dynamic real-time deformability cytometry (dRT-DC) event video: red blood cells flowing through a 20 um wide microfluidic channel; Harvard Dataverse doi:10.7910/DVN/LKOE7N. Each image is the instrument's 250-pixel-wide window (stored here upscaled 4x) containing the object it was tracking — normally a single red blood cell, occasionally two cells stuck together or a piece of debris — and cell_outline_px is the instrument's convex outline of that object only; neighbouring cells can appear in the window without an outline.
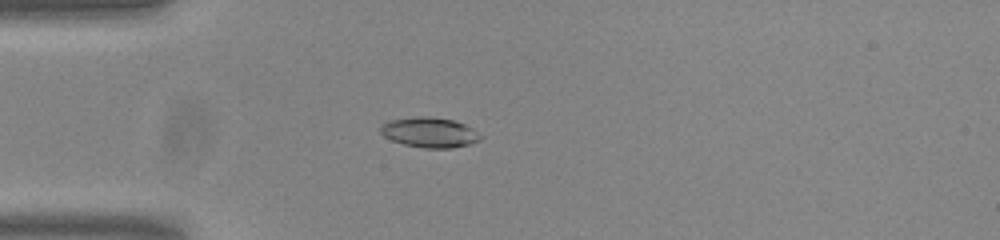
{"species": "common noctule bat (a hibernating species)", "species_latin": "Nyctalus noctula", "temperature_condition": "room temperature", "stored_images_in_passage": 40, "camera_frame_rate_fps": 3000, "um_per_image_px": 0.085, "animal": {"sex": "male", "body_mass_g": 20.0, "forearm_length_mm": 53.3}, "frame": {"image": 1, "passage_image": 1, "time_ms": 0.0, "image_size_px": [1000, 240], "cell_outline_px": [[484, 136], [480, 140], [468, 144], [452, 148], [424, 148], [404, 144], [392, 140], [384, 136], [380, 132], [380, 128], [384, 124], [392, 120], [416, 116], [428, 116], [452, 120], [464, 124], [472, 128]], "centroid_in_image_um": [36.54, 11.26], "position_along_channel_um": 48.5, "area_um2": 17.4}}
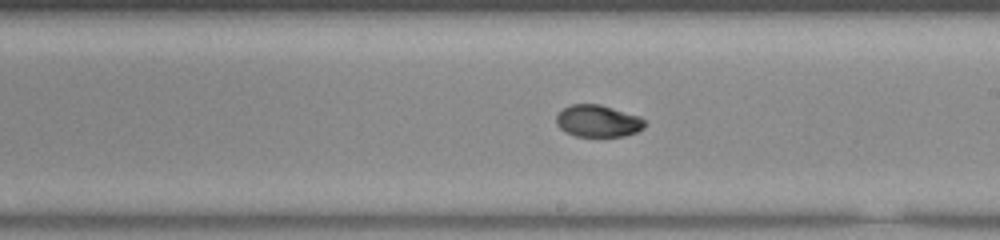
{"frame": {"image": 2, "passage_image": 17, "time_ms": 5.333, "image_size_px": [1000, 240], "cell_outline_px": [[644, 128], [636, 132], [624, 136], [576, 136], [564, 132], [556, 124], [556, 116], [564, 108], [572, 104], [600, 104], [640, 116], [644, 120]], "centroid_in_image_um": [50.82, 10.29], "position_along_channel_um": 238.2, "area_um2": 16.47}}
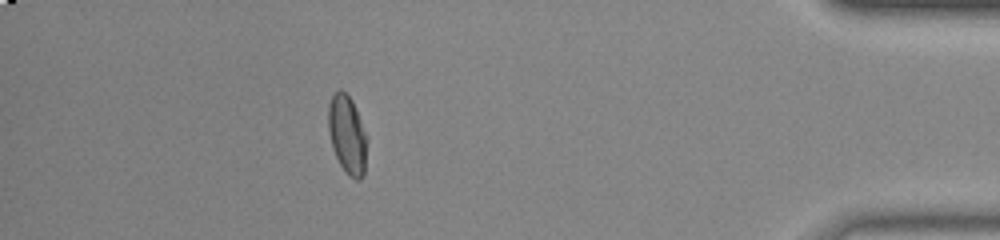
{"frame": {"image": 3, "passage_image": 34, "time_ms": 11.0, "image_size_px": [1000, 240], "cell_outline_px": [[364, 176], [360, 180], [356, 180], [348, 176], [340, 164], [332, 148], [328, 132], [328, 104], [332, 96], [340, 88], [352, 100], [356, 108], [364, 136]], "centroid_in_image_um": [29.45, 11.44], "position_along_channel_um": 405.7, "area_um2": 17.11}, "authors_computed_cell_mechanics": {"area_um2": 17.0799, "velocity_mm_per_s": 3.8258, "shape_relaxation_time_tau1_ms": null, "shape_relaxation_time_tau2_ms": 1.4275, "deformation_change_tau1": null, "deformation_change_tau2": 0.0281}}